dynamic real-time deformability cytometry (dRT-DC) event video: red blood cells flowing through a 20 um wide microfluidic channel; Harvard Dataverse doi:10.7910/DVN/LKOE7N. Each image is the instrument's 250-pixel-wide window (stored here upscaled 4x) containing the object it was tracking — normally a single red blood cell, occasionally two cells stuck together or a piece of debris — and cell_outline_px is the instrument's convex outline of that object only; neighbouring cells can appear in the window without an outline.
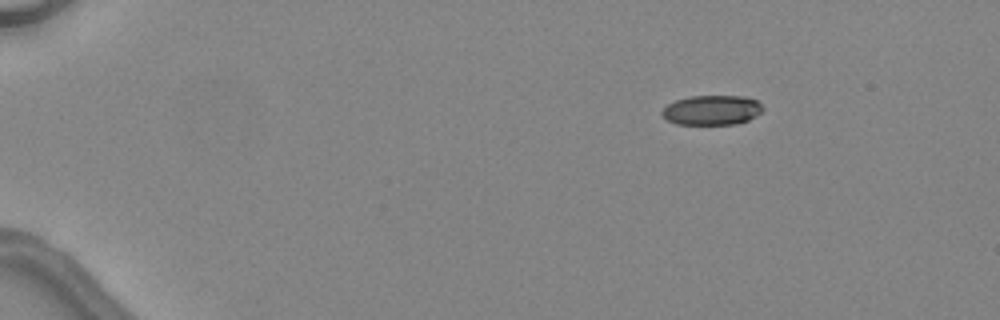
{"species": "common noctule bat (a hibernating species)", "species_latin": "Nyctalus noctula", "temperature_condition": "warm", "stored_images_in_passage": 3, "camera_frame_rate_fps": 3000, "um_per_image_px": 0.085, "animal": {"sex": "female", "body_mass_g": 24.6, "forearm_length_mm": 56.2}, "frame": {"image": 1, "passage_image": 1, "time_ms": 0.0, "image_size_px": [1000, 320], "cell_outline_px": [[764, 108], [756, 116], [748, 120], [736, 124], [676, 124], [668, 120], [660, 112], [668, 104], [676, 100], [688, 96], [744, 96], [756, 100]], "centroid_in_image_um": [60.51, 9.35], "position_along_channel_um": 24.5, "area_um2": 17.4}}